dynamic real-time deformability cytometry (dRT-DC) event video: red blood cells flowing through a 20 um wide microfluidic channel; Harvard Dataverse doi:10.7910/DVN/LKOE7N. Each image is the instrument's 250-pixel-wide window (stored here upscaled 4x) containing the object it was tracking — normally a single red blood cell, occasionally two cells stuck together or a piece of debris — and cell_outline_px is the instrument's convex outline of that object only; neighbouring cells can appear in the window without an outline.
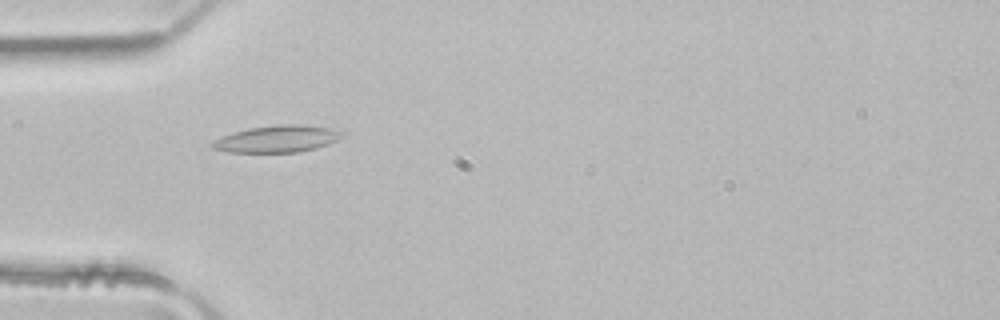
{"species": "common noctule bat (a hibernating species)", "species_latin": "Nyctalus noctula", "temperature_condition": "room temperature", "stored_images_in_passage": 2, "camera_frame_rate_fps": 3000, "um_per_image_px": 0.085, "animal": {"sex": "male", "body_mass_g": 21.5, "forearm_length_mm": 52.0}, "frame": {"image": 1, "passage_image": 1, "time_ms": 0.0, "image_size_px": [1000, 320], "cell_outline_px": [[344, 136], [328, 144], [316, 148], [296, 152], [228, 152], [212, 148], [208, 144], [212, 140], [232, 132], [248, 128], [276, 124], [304, 124], [328, 128], [344, 132]], "centroid_in_image_um": [23.51, 11.8], "position_along_channel_um": 61.5, "area_um2": 20.52}}
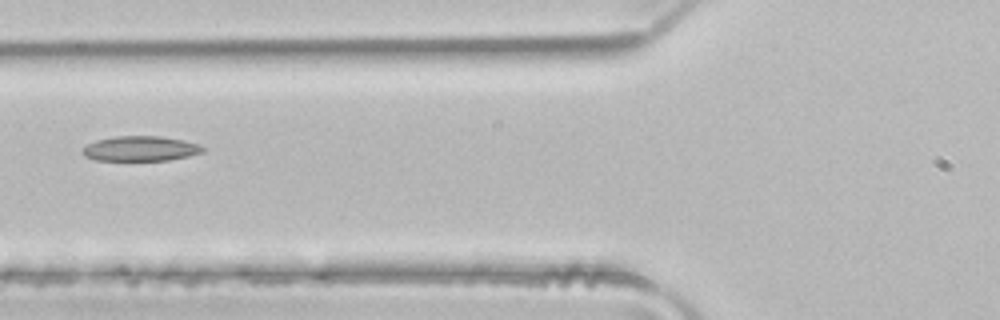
{"frame": {"image": 2, "passage_image": 2, "time_ms": 0.333, "image_size_px": [1000, 320], "cell_outline_px": [[204, 152], [188, 156], [168, 160], [96, 160], [84, 156], [80, 152], [88, 144], [96, 140], [116, 136], [160, 136], [184, 140], [200, 144], [204, 148]], "centroid_in_image_um": [11.95, 12.63], "position_along_channel_um": 113.8, "area_um2": 17.51}}